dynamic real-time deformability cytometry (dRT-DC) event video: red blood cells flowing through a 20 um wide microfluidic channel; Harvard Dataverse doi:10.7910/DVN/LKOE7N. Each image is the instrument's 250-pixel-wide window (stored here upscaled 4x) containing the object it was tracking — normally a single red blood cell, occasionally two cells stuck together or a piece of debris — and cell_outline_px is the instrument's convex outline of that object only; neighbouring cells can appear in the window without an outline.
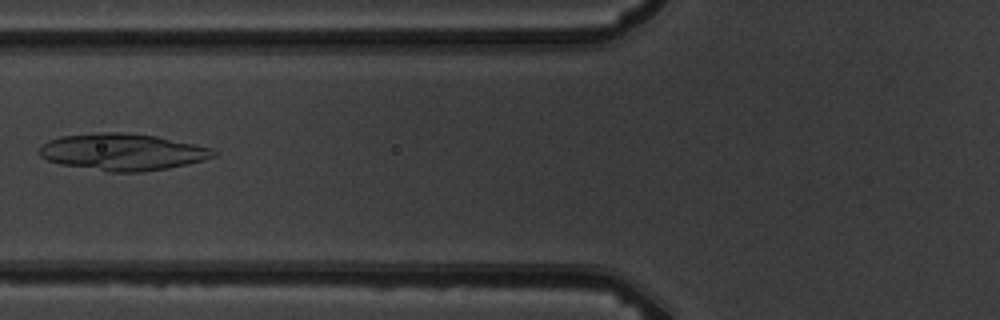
{"species": "common noctule bat (a hibernating species)", "species_latin": "Nyctalus noctula", "temperature_condition": "warm", "stored_images_in_passage": 8, "camera_frame_rate_fps": 3000, "um_per_image_px": 0.085, "animal": {"sex": "male", "body_mass_g": 19.5, "forearm_length_mm": 54.6}, "frame": {"image": 1, "passage_image": 7, "time_ms": 7.0, "image_size_px": [1000, 320], "cell_outline_px": [[216, 156], [204, 160], [188, 164], [168, 168], [140, 172], [108, 172], [60, 164], [48, 160], [40, 156], [40, 148], [48, 140], [60, 136], [100, 132], [120, 132], [156, 136], [212, 148], [216, 152]], "centroid_in_image_um": [10.41, 12.92], "position_along_channel_um": 115.4, "area_um2": 37.28}}
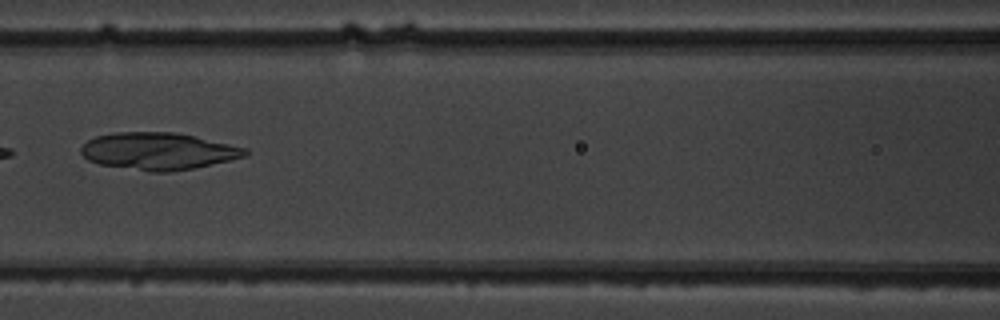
{"frame": {"image": 2, "passage_image": 8, "time_ms": 8.0, "image_size_px": [1000, 320], "cell_outline_px": [[248, 152], [244, 156], [228, 160], [192, 168], [172, 172], [148, 172], [100, 164], [88, 160], [80, 152], [80, 148], [88, 140], [96, 136], [112, 132], [176, 132], [248, 148]], "centroid_in_image_um": [13.41, 12.84], "position_along_channel_um": 153.2, "area_um2": 35.43}}